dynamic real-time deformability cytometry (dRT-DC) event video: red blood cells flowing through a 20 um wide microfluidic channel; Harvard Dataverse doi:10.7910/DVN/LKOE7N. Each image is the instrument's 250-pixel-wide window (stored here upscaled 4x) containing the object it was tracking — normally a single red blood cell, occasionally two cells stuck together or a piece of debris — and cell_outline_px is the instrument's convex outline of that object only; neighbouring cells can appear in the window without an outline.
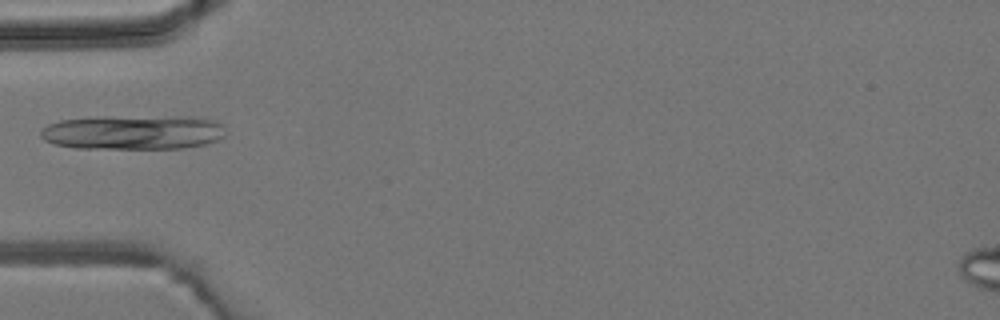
{"species": "common noctule bat (a hibernating species)", "species_latin": "Nyctalus noctula", "temperature_condition": "room temperature", "stored_images_in_passage": 4, "camera_frame_rate_fps": 3000, "um_per_image_px": 0.085, "animal": {"sex": "male", "body_mass_g": 19.2, "forearm_length_mm": 51.8}, "frame": {"image": 1, "passage_image": 4, "time_ms": 4.333, "image_size_px": [1000, 320], "cell_outline_px": [[224, 136], [216, 140], [204, 144], [180, 148], [76, 148], [56, 144], [44, 140], [40, 136], [40, 132], [48, 124], [60, 120], [88, 116], [192, 116], [212, 120], [220, 124]], "centroid_in_image_um": [11.26, 11.22], "position_along_channel_um": 73.7, "area_um2": 37.34}}